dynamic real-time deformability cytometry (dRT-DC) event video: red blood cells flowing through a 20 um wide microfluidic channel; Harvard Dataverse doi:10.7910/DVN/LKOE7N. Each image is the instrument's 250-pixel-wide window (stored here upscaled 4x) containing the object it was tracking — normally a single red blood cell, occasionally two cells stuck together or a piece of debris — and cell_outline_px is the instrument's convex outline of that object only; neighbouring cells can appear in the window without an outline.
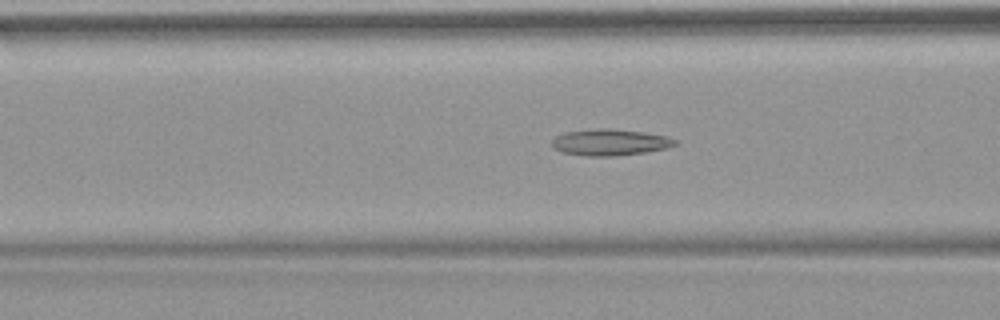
{"species": "common noctule bat (a hibernating species)", "species_latin": "Nyctalus noctula", "temperature_condition": "warm", "stored_images_in_passage": 52, "camera_frame_rate_fps": 3000, "um_per_image_px": 0.085, "animal": {"sex": "female", "body_mass_g": 18.4}, "frame": {"image": 1, "passage_image": 21, "time_ms": 6.667, "image_size_px": [1000, 320], "cell_outline_px": [[680, 144], [668, 148], [644, 152], [616, 156], [588, 156], [564, 152], [552, 148], [552, 140], [556, 136], [564, 132], [600, 128], [608, 128], [644, 132], [668, 136], [676, 140]], "centroid_in_image_um": [51.89, 12.09], "position_along_channel_um": 114.7, "area_um2": 19.02}}
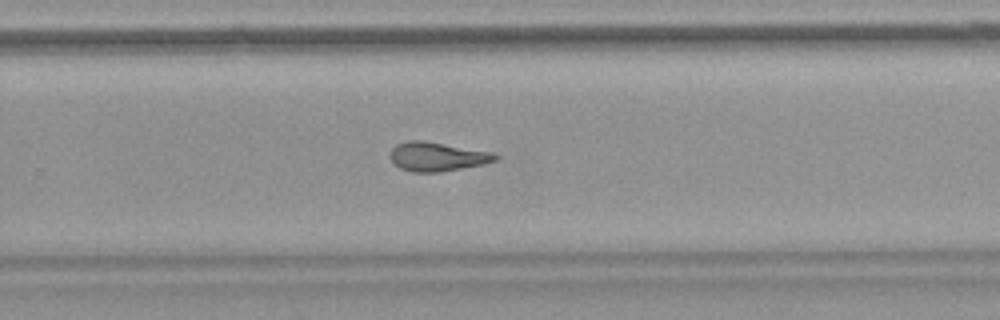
{"frame": {"image": 2, "passage_image": 35, "time_ms": 11.333, "image_size_px": [1000, 320], "cell_outline_px": [[500, 156], [496, 160], [484, 164], [440, 172], [412, 172], [400, 168], [388, 156], [392, 148], [396, 144], [408, 140], [420, 140], [488, 152]], "centroid_in_image_um": [37.1, 13.32], "position_along_channel_um": 292.7, "area_um2": 17.46}}
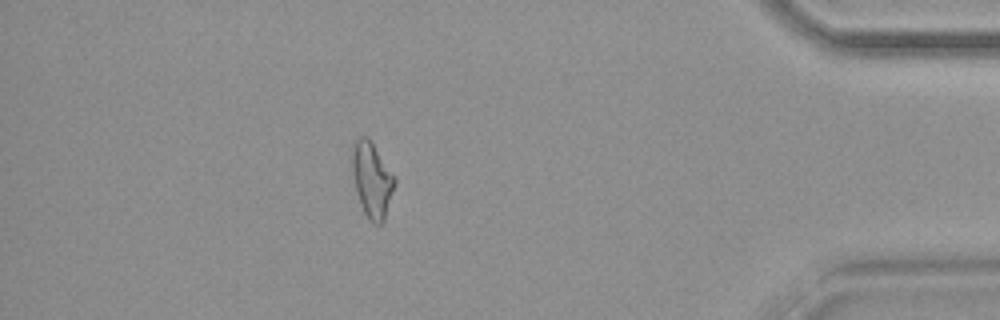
{"frame": {"image": 3, "passage_image": 47, "time_ms": 15.333, "image_size_px": [1000, 320], "cell_outline_px": [[396, 184], [384, 220], [380, 224], [372, 224], [368, 220], [360, 204], [356, 192], [352, 172], [352, 156], [356, 140], [360, 136], [364, 136], [372, 144], [396, 176]], "centroid_in_image_um": [31.64, 15.35], "position_along_channel_um": 403.6, "area_um2": 18.5}, "authors_computed_cell_mechanics": {"area_um2": 18.3226, "velocity_mm_per_s": 3.8264, "shape_relaxation_time_tau1_ms": null, "shape_relaxation_time_tau2_ms": 3.88, "deformation_change_tau1": null, "deformation_change_tau2": 0.1495}}